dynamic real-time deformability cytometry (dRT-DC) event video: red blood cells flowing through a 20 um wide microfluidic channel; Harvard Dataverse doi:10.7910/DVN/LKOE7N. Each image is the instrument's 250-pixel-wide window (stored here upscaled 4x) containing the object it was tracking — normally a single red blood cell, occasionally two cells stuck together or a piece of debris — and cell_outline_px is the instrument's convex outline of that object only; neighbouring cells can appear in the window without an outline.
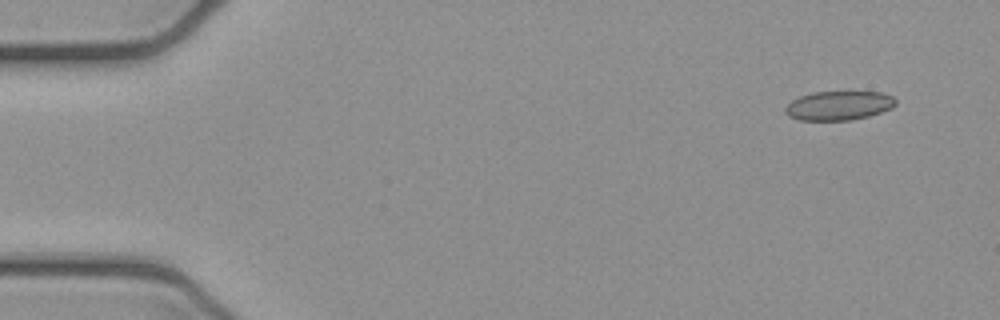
{"species": "common noctule bat (a hibernating species)", "species_latin": "Nyctalus noctula", "temperature_condition": "cold", "stored_images_in_passage": 4, "camera_frame_rate_fps": 3000, "um_per_image_px": 0.085, "animal": {"sex": "female", "body_mass_g": 21.9}, "frame": {"image": 1, "passage_image": 1, "time_ms": 0.0, "image_size_px": [1000, 320], "cell_outline_px": [[896, 104], [892, 108], [868, 116], [852, 120], [800, 120], [788, 116], [784, 112], [784, 108], [792, 100], [800, 96], [812, 92], [880, 92], [892, 96], [896, 100]], "centroid_in_image_um": [71.28, 8.97], "position_along_channel_um": 13.7, "area_um2": 18.73}}
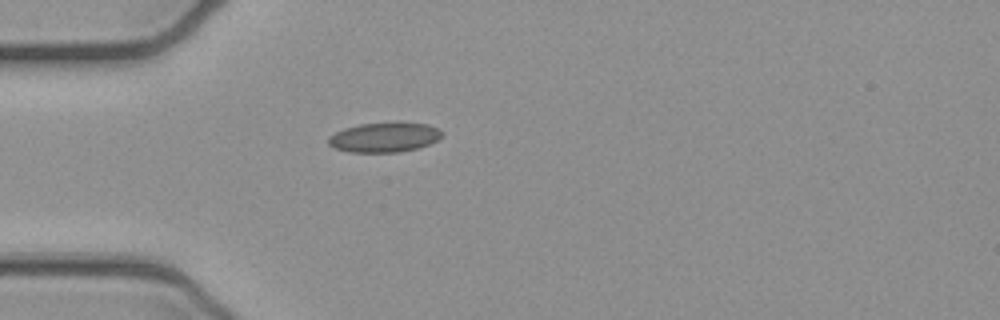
{"frame": {"image": 2, "passage_image": 4, "time_ms": 1.0, "image_size_px": [1000, 320], "cell_outline_px": [[444, 132], [436, 140], [428, 144], [416, 148], [400, 152], [348, 152], [336, 148], [328, 144], [328, 136], [344, 128], [360, 124], [396, 120], [428, 124]], "centroid_in_image_um": [32.66, 11.63], "position_along_channel_um": 52.3, "area_um2": 20.06}}